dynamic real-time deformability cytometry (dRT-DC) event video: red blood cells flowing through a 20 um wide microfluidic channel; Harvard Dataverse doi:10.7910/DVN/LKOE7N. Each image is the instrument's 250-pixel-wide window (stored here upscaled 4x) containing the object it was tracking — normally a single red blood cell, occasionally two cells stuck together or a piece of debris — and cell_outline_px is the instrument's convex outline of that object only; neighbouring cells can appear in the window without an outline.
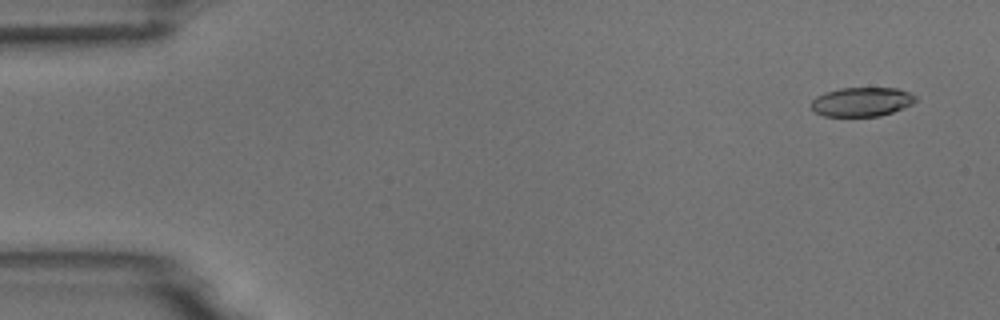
{"species": "common noctule bat (a hibernating species)", "species_latin": "Nyctalus noctula", "temperature_condition": "room temperature", "stored_images_in_passage": 2, "camera_frame_rate_fps": 3000, "um_per_image_px": 0.085, "animal": {"sex": "male", "body_mass_g": 18.8}, "frame": {"image": 1, "passage_image": 2, "time_ms": 1.333, "image_size_px": [1000, 320], "cell_outline_px": [[916, 100], [912, 104], [892, 112], [880, 116], [824, 116], [816, 112], [812, 108], [812, 100], [816, 96], [824, 92], [840, 88], [896, 88], [908, 92], [916, 96]], "centroid_in_image_um": [73.24, 8.65], "position_along_channel_um": 11.8, "area_um2": 17.63}}